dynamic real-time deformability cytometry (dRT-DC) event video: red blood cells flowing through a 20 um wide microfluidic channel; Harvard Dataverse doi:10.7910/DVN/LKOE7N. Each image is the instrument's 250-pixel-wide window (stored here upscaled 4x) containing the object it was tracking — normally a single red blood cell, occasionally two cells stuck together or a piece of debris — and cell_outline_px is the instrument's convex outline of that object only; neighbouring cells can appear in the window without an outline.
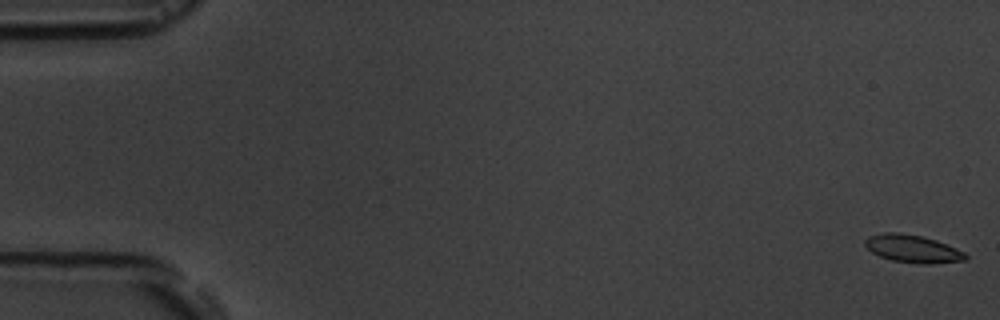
{"species": "common noctule bat (a hibernating species)", "species_latin": "Nyctalus noctula", "temperature_condition": "room temperature", "stored_images_in_passage": 6, "camera_frame_rate_fps": 3000, "um_per_image_px": 0.085, "animal": {"sex": "male", "body_mass_g": 19.5, "forearm_length_mm": 54.6}, "frame": {"image": 1, "passage_image": 1, "time_ms": 0.0, "image_size_px": [1000, 320], "cell_outline_px": [[968, 256], [964, 260], [928, 264], [916, 264], [892, 260], [880, 256], [872, 252], [864, 244], [864, 240], [868, 236], [884, 232], [900, 232], [920, 236], [936, 240], [956, 248], [964, 252]], "centroid_in_image_um": [77.55, 21.14], "position_along_channel_um": 7.5, "area_um2": 16.18}}
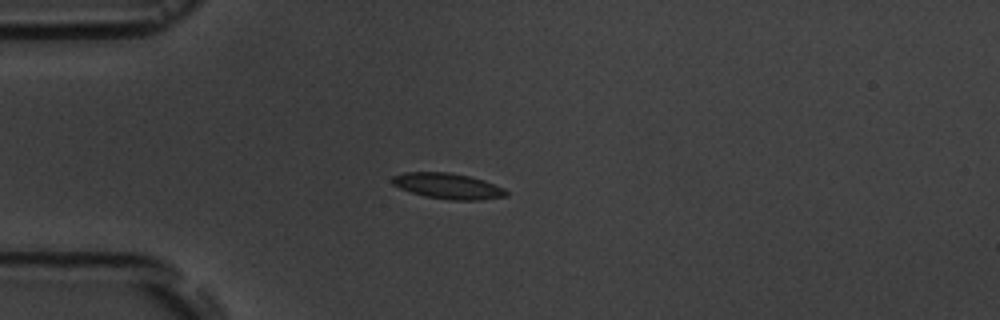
{"frame": {"image": 2, "passage_image": 5, "time_ms": 4.667, "image_size_px": [1000, 320], "cell_outline_px": [[508, 196], [480, 200], [452, 200], [424, 196], [400, 188], [392, 184], [392, 176], [404, 172], [448, 172], [468, 176], [484, 180], [504, 188], [508, 192]], "centroid_in_image_um": [38.08, 15.81], "position_along_channel_um": 46.9, "area_um2": 17.05}}